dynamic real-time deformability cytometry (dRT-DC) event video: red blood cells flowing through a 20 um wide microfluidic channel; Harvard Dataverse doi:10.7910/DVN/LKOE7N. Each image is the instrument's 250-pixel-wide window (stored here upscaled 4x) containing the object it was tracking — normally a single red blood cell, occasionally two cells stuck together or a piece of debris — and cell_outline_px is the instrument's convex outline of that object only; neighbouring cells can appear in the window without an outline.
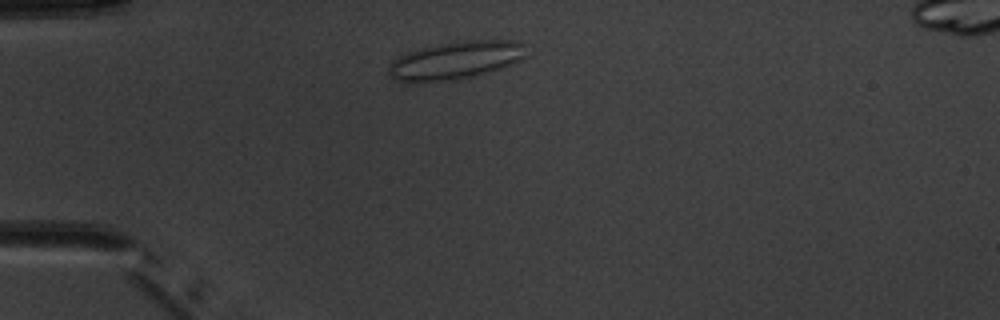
{"species": "common noctule bat (a hibernating species)", "species_latin": "Nyctalus noctula", "temperature_condition": "warm", "stored_images_in_passage": 4, "camera_frame_rate_fps": 3000, "um_per_image_px": 0.085, "animal": {"sex": "male", "body_mass_g": 20.1, "forearm_length_mm": 53.5}, "frame": {"image": 1, "passage_image": 2, "time_ms": 1.333, "image_size_px": [1000, 320], "cell_outline_px": [[528, 56], [512, 64], [492, 72], [452, 80], [400, 80], [392, 76], [388, 72], [388, 64], [392, 60], [408, 52], [420, 48], [440, 44], [464, 40], [516, 40], [524, 44]], "centroid_in_image_um": [38.83, 5.09], "position_along_channel_um": 46.2, "area_um2": 30.0}}
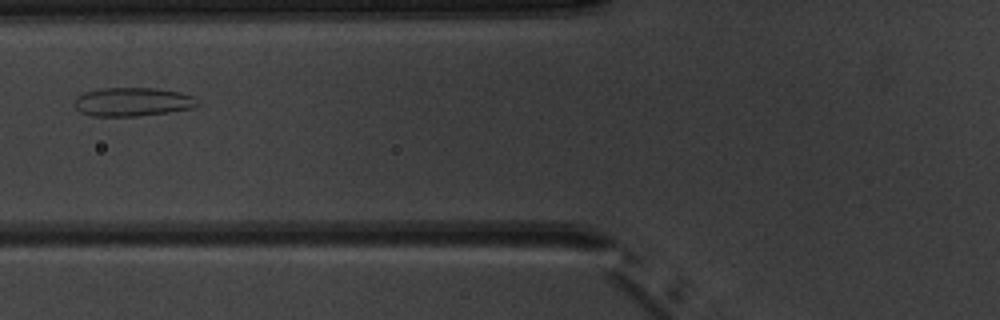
{"frame": {"image": 2, "passage_image": 4, "time_ms": 3.667, "image_size_px": [1000, 320], "cell_outline_px": [[204, 104], [192, 108], [168, 112], [140, 116], [88, 116], [80, 112], [72, 104], [76, 96], [84, 92], [100, 88], [156, 88], [180, 92], [196, 96]], "centroid_in_image_um": [11.3, 8.66], "position_along_channel_um": 114.5, "area_um2": 21.15}}